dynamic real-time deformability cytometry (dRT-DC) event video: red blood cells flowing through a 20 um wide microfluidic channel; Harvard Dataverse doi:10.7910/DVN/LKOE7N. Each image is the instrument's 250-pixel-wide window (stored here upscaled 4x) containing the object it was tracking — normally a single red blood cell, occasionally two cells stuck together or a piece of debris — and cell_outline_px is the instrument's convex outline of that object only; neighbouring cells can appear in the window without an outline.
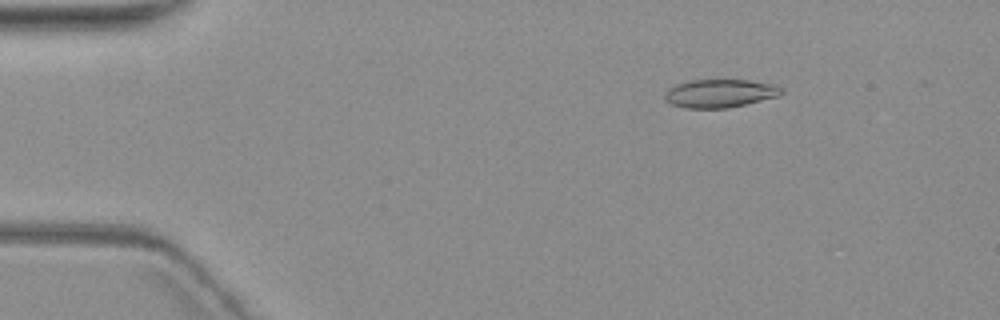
{"species": "common noctule bat (a hibernating species)", "species_latin": "Nyctalus noctula", "temperature_condition": "warm", "stored_images_in_passage": 6, "camera_frame_rate_fps": 3000, "um_per_image_px": 0.085, "animal": {"sex": "female", "body_mass_g": 19.3, "forearm_length_mm": 54.1}, "frame": {"image": 1, "passage_image": 3, "time_ms": 2.333, "image_size_px": [1000, 320], "cell_outline_px": [[784, 92], [780, 96], [728, 108], [684, 108], [672, 104], [664, 100], [664, 92], [668, 88], [676, 84], [692, 80], [748, 80], [772, 84], [780, 88]], "centroid_in_image_um": [61.16, 7.94], "position_along_channel_um": 23.8, "area_um2": 19.25}}
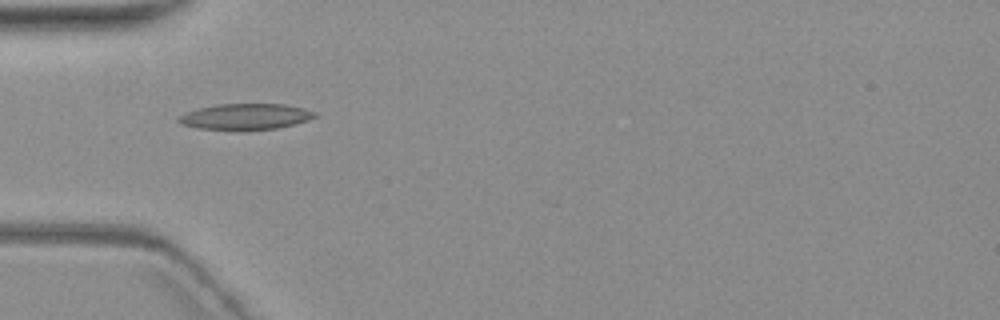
{"frame": {"image": 2, "passage_image": 5, "time_ms": 5.667, "image_size_px": [1000, 320], "cell_outline_px": [[316, 116], [308, 120], [296, 124], [276, 128], [248, 132], [236, 132], [196, 128], [180, 124], [176, 120], [180, 116], [188, 112], [200, 108], [216, 104], [284, 104], [304, 108], [316, 112]], "centroid_in_image_um": [20.86, 9.95], "position_along_channel_um": 64.1, "area_um2": 21.27}}